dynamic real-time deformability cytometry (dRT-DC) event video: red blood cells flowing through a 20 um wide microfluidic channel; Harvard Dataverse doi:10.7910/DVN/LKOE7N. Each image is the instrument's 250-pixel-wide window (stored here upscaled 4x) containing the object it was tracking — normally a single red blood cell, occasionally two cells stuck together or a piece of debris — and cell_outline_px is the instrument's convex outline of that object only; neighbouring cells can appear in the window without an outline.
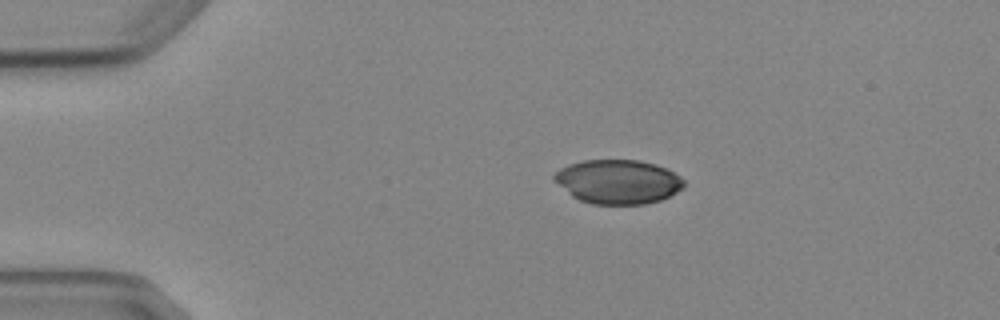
{"species": "Egyptian fruit bat (a non-hibernating species)", "species_latin": "Rousettus aegyptiacus", "temperature_condition": "cold", "stored_images_in_passage": 4, "camera_frame_rate_fps": 3000, "um_per_image_px": 0.085, "animal": {"sex": "female"}, "frame": {"image": 1, "passage_image": 1, "time_ms": 0.0, "image_size_px": [1000, 320], "cell_outline_px": [[684, 188], [660, 200], [644, 204], [592, 204], [580, 200], [572, 196], [552, 180], [552, 176], [560, 168], [568, 164], [584, 160], [640, 160], [656, 164], [668, 168], [680, 176], [684, 180]], "centroid_in_image_um": [52.52, 15.43], "position_along_channel_um": 32.5, "area_um2": 33.58}}
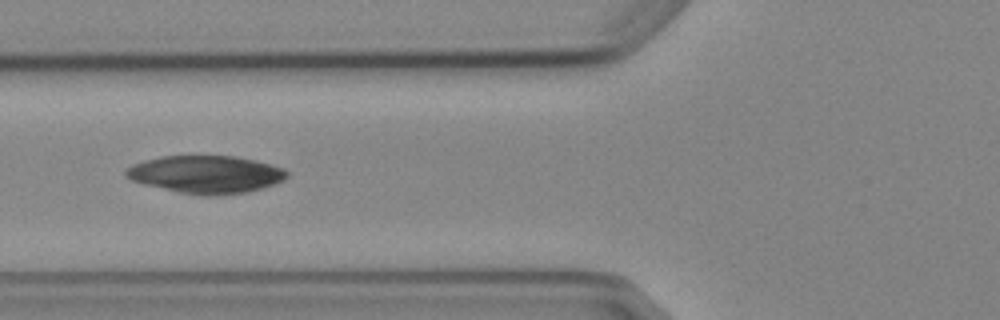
{"frame": {"image": 2, "passage_image": 4, "time_ms": 3.333, "image_size_px": [1000, 320], "cell_outline_px": [[288, 176], [284, 180], [248, 192], [216, 196], [200, 196], [180, 192], [144, 184], [132, 180], [124, 176], [124, 172], [132, 164], [144, 160], [160, 156], [236, 156], [256, 160], [284, 168], [288, 172]], "centroid_in_image_um": [17.5, 14.82], "position_along_channel_um": 108.3, "area_um2": 35.43}}